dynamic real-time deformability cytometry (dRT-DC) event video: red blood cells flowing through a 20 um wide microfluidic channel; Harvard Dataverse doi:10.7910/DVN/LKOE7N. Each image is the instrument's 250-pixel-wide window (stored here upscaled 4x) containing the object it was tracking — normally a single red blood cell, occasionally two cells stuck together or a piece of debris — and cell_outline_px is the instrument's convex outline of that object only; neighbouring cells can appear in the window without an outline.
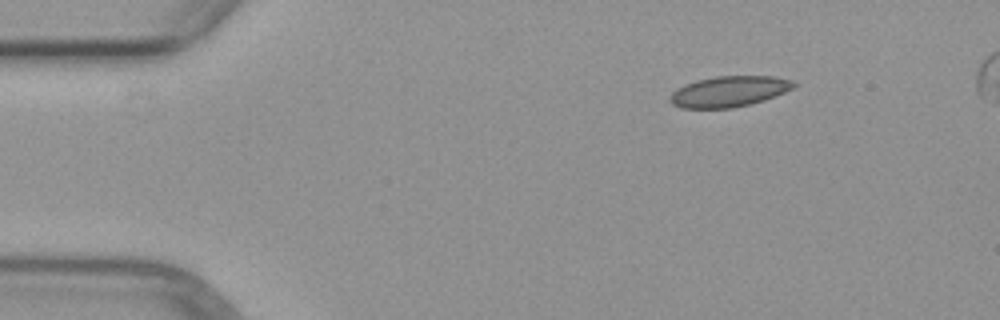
{"species": "common noctule bat (a hibernating species)", "species_latin": "Nyctalus noctula", "temperature_condition": "warm", "stored_images_in_passage": 4, "camera_frame_rate_fps": 3000, "um_per_image_px": 0.085, "animal": {"sex": "female", "body_mass_g": 29.2, "forearm_length_mm": 56.3}, "frame": {"image": 1, "passage_image": 1, "time_ms": 0.0, "image_size_px": [1000, 320], "cell_outline_px": [[796, 84], [792, 88], [784, 92], [764, 100], [732, 108], [680, 108], [672, 104], [668, 100], [668, 96], [676, 88], [696, 80], [716, 76], [772, 76], [792, 80]], "centroid_in_image_um": [61.91, 7.77], "position_along_channel_um": 23.1, "area_um2": 22.14}}